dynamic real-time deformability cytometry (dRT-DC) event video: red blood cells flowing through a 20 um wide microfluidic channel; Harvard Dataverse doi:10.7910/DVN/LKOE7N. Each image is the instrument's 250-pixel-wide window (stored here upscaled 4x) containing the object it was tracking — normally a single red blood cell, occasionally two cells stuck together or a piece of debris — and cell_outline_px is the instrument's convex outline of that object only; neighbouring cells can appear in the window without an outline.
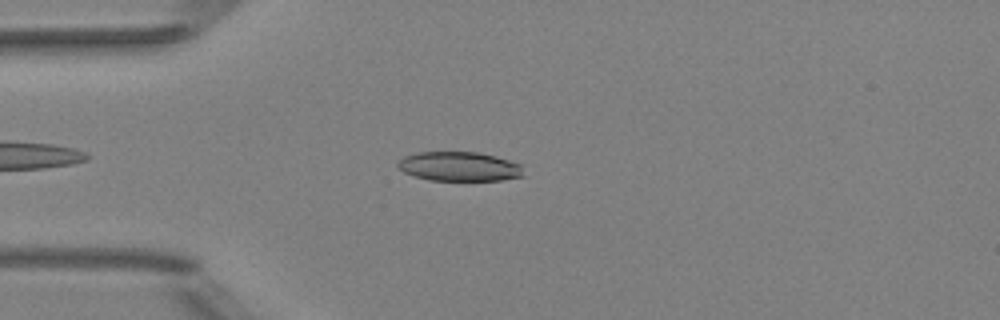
{"species": "Egyptian fruit bat (a non-hibernating species)", "species_latin": "Rousettus aegyptiacus", "temperature_condition": "room temperature", "stored_images_in_passage": 43, "camera_frame_rate_fps": 3000, "um_per_image_px": 0.085, "animal": {"sex": "female"}, "frame": {"image": 1, "passage_image": 6, "time_ms": 1.667, "image_size_px": [1000, 320], "cell_outline_px": [[524, 176], [500, 180], [428, 180], [404, 172], [396, 164], [396, 160], [404, 156], [416, 152], [480, 152], [496, 156], [520, 164]], "centroid_in_image_um": [39.01, 14.14], "position_along_channel_um": 46.0, "area_um2": 21.5}}
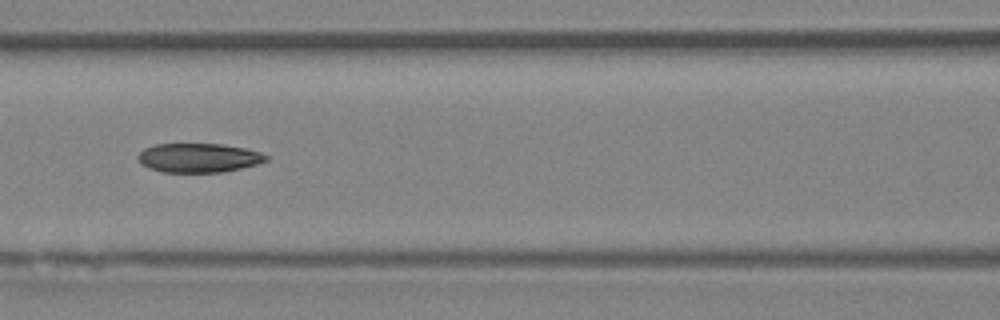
{"frame": {"image": 2, "passage_image": 15, "time_ms": 4.667, "image_size_px": [1000, 320], "cell_outline_px": [[268, 160], [256, 164], [240, 168], [220, 172], [164, 172], [148, 168], [140, 164], [136, 156], [144, 148], [156, 144], [224, 144], [244, 148], [260, 152], [268, 156]], "centroid_in_image_um": [16.84, 13.41], "position_along_channel_um": 149.8, "area_um2": 21.73}}
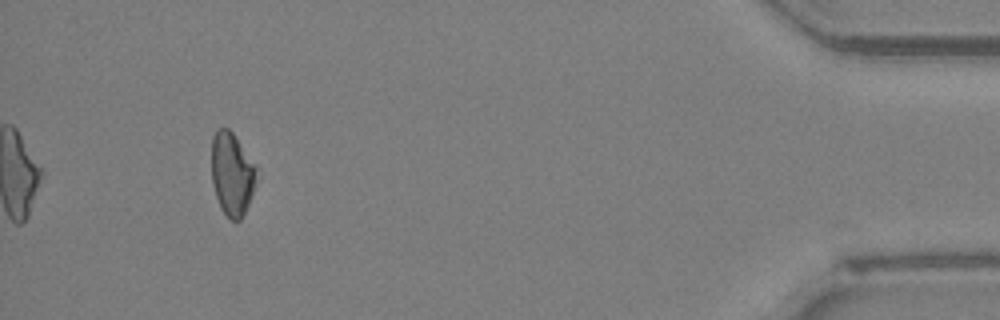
{"frame": {"image": 3, "passage_image": 40, "time_ms": 13.0, "image_size_px": [1000, 320], "cell_outline_px": [[260, 168], [256, 184], [248, 204], [240, 220], [228, 220], [220, 208], [212, 184], [212, 136], [216, 128], [228, 128], [232, 132]], "centroid_in_image_um": [19.75, 14.77], "position_along_channel_um": 415.5, "area_um2": 22.31}, "authors_computed_cell_mechanics": {"area_um2": 22.4264, "velocity_mm_per_s": 4.0228, "shape_relaxation_time_tau1_ms": null, "shape_relaxation_time_tau2_ms": 9.621, "deformation_change_tau1": null, "deformation_change_tau2": 0.165}}